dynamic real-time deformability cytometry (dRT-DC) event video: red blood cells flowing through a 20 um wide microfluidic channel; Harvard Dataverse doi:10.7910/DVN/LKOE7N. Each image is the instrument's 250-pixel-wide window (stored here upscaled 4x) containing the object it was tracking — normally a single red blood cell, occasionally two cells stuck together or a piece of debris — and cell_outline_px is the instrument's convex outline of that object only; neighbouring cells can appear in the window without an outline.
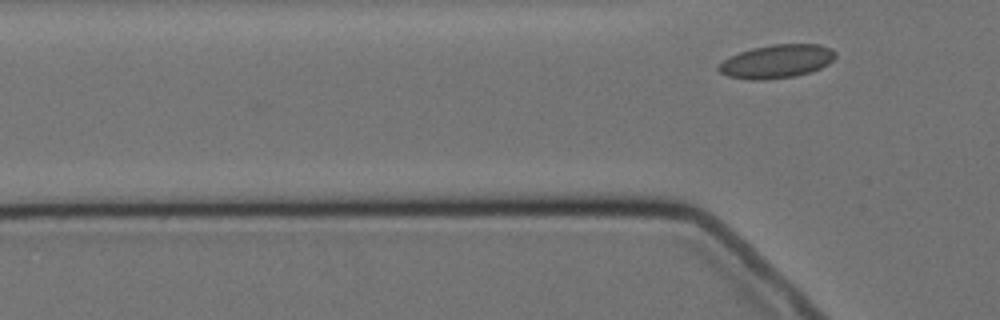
{"species": "Egyptian fruit bat (a non-hibernating species)", "species_latin": "Rousettus aegyptiacus", "temperature_condition": "cold", "stored_images_in_passage": 2, "camera_frame_rate_fps": 3000, "um_per_image_px": 0.085, "animal": {"sex": "female"}, "frame": {"image": 1, "passage_image": 2, "time_ms": 1.0, "image_size_px": [1000, 320], "cell_outline_px": [[836, 56], [828, 64], [820, 68], [796, 76], [764, 80], [752, 80], [728, 76], [720, 72], [716, 68], [724, 60], [740, 52], [752, 48], [772, 44], [820, 44], [832, 48], [836, 52]], "centroid_in_image_um": [66.04, 5.21], "position_along_channel_um": 59.8, "area_um2": 22.72}}